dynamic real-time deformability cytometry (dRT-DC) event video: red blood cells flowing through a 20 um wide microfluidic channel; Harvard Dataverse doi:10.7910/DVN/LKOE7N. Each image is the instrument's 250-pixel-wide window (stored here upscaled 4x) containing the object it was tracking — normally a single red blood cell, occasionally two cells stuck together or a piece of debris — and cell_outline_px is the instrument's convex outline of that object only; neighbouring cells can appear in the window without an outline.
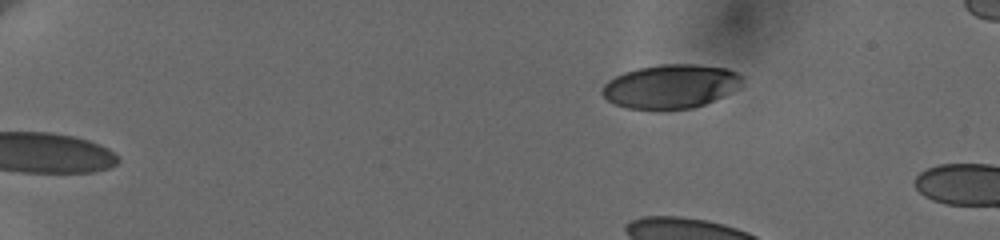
{"species": "human", "species_latin": "Homo sapiens", "temperature_condition": "cold", "stored_images_in_passage": 10, "camera_frame_rate_fps": 3000, "um_per_image_px": 0.085, "donor": {"sex": "female"}, "frame": {"image": 1, "passage_image": 1, "time_ms": 0.0, "image_size_px": [1000, 240], "cell_outline_px": [[740, 88], [732, 92], [704, 104], [692, 108], [628, 108], [616, 104], [608, 100], [600, 92], [604, 84], [608, 80], [624, 72], [636, 68], [660, 64], [696, 64], [728, 68], [736, 72], [740, 76]], "centroid_in_image_um": [57.0, 7.32], "position_along_channel_um": 28.0, "area_um2": 35.49}}